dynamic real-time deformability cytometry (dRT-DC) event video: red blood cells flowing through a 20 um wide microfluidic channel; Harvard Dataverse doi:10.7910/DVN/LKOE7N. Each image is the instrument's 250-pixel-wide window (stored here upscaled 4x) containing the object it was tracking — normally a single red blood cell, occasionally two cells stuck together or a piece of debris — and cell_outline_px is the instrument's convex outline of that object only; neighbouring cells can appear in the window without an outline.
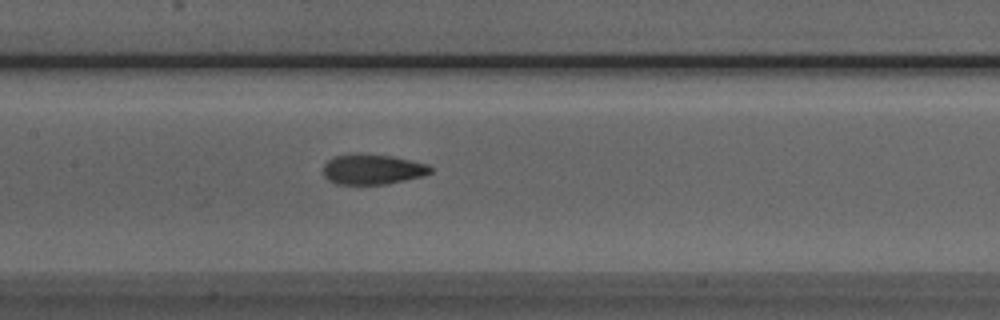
{"species": "Egyptian fruit bat (a non-hibernating species)", "species_latin": "Rousettus aegyptiacus", "temperature_condition": "room temperature", "stored_images_in_passage": 42, "camera_frame_rate_fps": 3000, "um_per_image_px": 0.085, "animal": {"sex": "male"}, "frame": {"image": 1, "passage_image": 15, "time_ms": 4.667, "image_size_px": [1000, 320], "cell_outline_px": [[432, 172], [424, 176], [388, 184], [336, 184], [328, 180], [324, 176], [324, 164], [332, 156], [356, 152], [360, 152], [392, 156], [428, 164], [432, 168]], "centroid_in_image_um": [31.65, 14.37], "position_along_channel_um": 175.7, "area_um2": 19.31}}
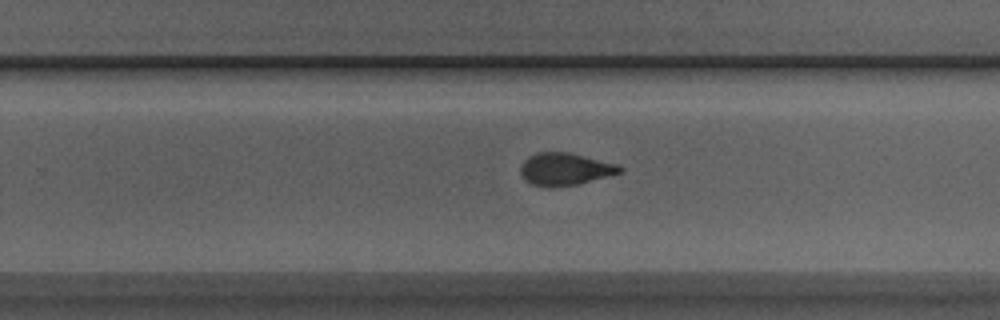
{"frame": {"image": 2, "passage_image": 23, "time_ms": 7.333, "image_size_px": [1000, 320], "cell_outline_px": [[624, 168], [620, 172], [580, 184], [556, 188], [548, 188], [532, 184], [524, 180], [520, 172], [520, 168], [524, 160], [528, 156], [536, 152], [568, 152], [616, 164]], "centroid_in_image_um": [47.97, 14.39], "position_along_channel_um": 281.8, "area_um2": 18.84}}
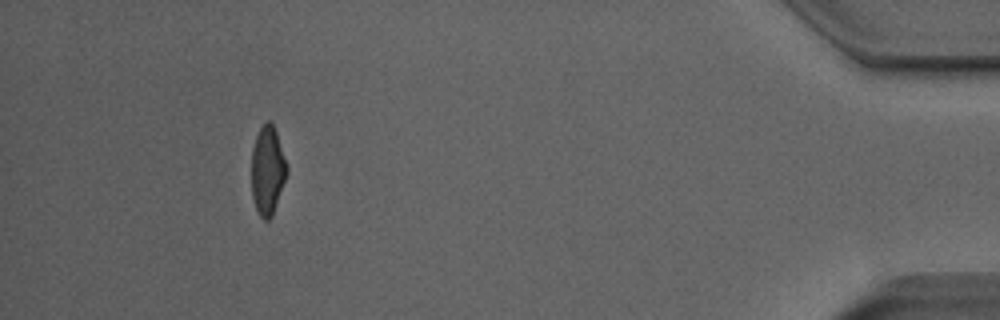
{"frame": {"image": 3, "passage_image": 38, "time_ms": 12.333, "image_size_px": [1000, 320], "cell_outline_px": [[288, 172], [272, 216], [268, 220], [264, 220], [260, 216], [256, 208], [252, 196], [252, 148], [256, 136], [260, 128], [268, 120], [272, 124], [276, 132], [288, 168]], "centroid_in_image_um": [22.74, 14.5], "position_along_channel_um": 412.5, "area_um2": 18.03}, "authors_computed_cell_mechanics": {"area_um2": 18.9873, "velocity_mm_per_s": 3.9931, "shape_relaxation_time_tau1_ms": 5.9786, "shape_relaxation_time_tau2_ms": 1.2999, "deformation_change_tau1": 0.1806, "deformation_change_tau2": 0.0806}}